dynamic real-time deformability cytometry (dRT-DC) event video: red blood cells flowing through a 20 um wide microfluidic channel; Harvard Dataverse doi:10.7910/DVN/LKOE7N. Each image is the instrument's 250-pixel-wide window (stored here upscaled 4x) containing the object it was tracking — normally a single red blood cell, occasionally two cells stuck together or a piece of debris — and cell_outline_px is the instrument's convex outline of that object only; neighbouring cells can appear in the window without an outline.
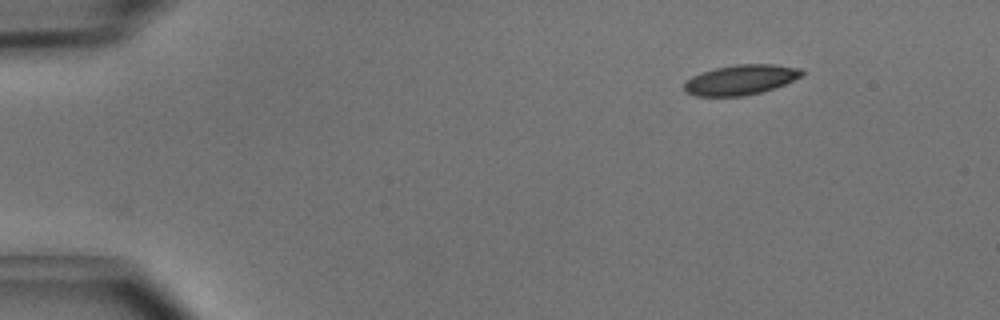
{"species": "common noctule bat (a hibernating species)", "species_latin": "Nyctalus noctula", "temperature_condition": "cold", "stored_images_in_passage": 2, "camera_frame_rate_fps": 3000, "um_per_image_px": 0.085, "animal": {"sex": "male", "body_mass_g": 15.6}, "frame": {"image": 1, "passage_image": 2, "time_ms": 0.333, "image_size_px": [1000, 320], "cell_outline_px": [[804, 76], [784, 84], [760, 92], [744, 96], [696, 96], [684, 92], [684, 84], [692, 76], [716, 68], [736, 64], [772, 64], [800, 68], [804, 72]], "centroid_in_image_um": [62.97, 6.78], "position_along_channel_um": 22.0, "area_um2": 20.46}}